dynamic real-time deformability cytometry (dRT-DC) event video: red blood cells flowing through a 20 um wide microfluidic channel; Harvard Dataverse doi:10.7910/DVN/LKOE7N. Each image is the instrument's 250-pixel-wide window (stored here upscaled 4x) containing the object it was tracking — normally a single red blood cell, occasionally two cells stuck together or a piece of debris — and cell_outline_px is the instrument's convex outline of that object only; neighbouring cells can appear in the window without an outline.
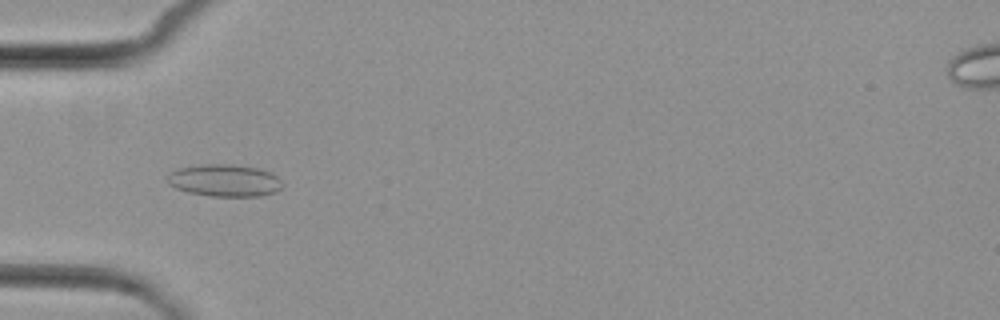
{"species": "common noctule bat (a hibernating species)", "species_latin": "Nyctalus noctula", "temperature_condition": "cold", "stored_images_in_passage": 7, "camera_frame_rate_fps": 3000, "um_per_image_px": 0.085, "animal": {"sex": "female", "body_mass_g": 29.2, "forearm_length_mm": 56.3}, "frame": {"image": 1, "passage_image": 4, "time_ms": 4.667, "image_size_px": [1000, 320], "cell_outline_px": [[284, 184], [276, 192], [260, 196], [208, 196], [188, 192], [176, 188], [168, 184], [168, 176], [176, 168], [200, 164], [228, 164], [256, 168], [272, 172]], "centroid_in_image_um": [19.09, 15.34], "position_along_channel_um": 65.9, "area_um2": 21.62}}
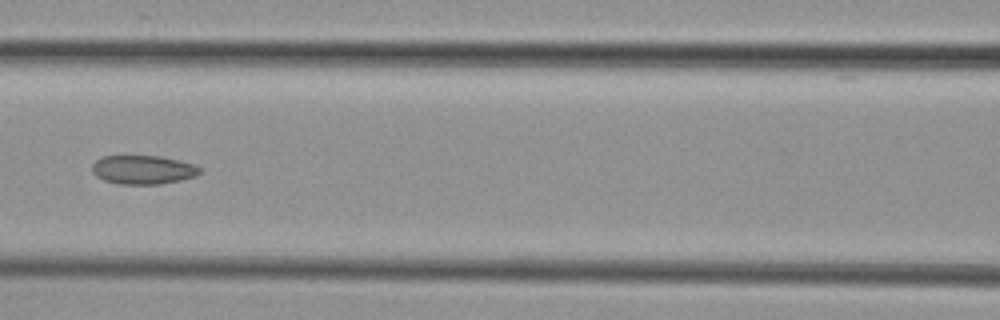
{"frame": {"image": 2, "passage_image": 6, "time_ms": 7.0, "image_size_px": [1000, 320], "cell_outline_px": [[200, 172], [196, 176], [180, 180], [160, 184], [120, 184], [104, 180], [96, 176], [92, 172], [92, 164], [100, 156], [160, 156], [192, 164], [200, 168]], "centroid_in_image_um": [12.11, 14.43], "position_along_channel_um": 154.5, "area_um2": 17.98}}
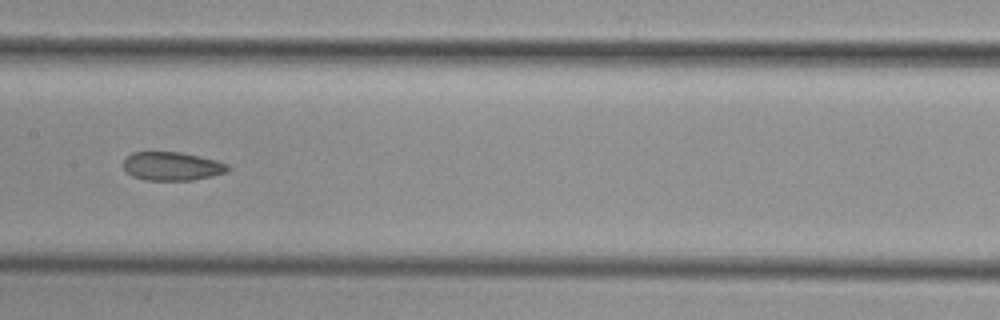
{"frame": {"image": 3, "passage_image": 7, "time_ms": 8.0, "image_size_px": [1000, 320], "cell_outline_px": [[228, 172], [212, 176], [192, 180], [144, 180], [132, 176], [124, 168], [124, 160], [132, 152], [180, 152], [216, 160], [228, 164]], "centroid_in_image_um": [14.62, 14.13], "position_along_channel_um": 192.8, "area_um2": 17.28}}